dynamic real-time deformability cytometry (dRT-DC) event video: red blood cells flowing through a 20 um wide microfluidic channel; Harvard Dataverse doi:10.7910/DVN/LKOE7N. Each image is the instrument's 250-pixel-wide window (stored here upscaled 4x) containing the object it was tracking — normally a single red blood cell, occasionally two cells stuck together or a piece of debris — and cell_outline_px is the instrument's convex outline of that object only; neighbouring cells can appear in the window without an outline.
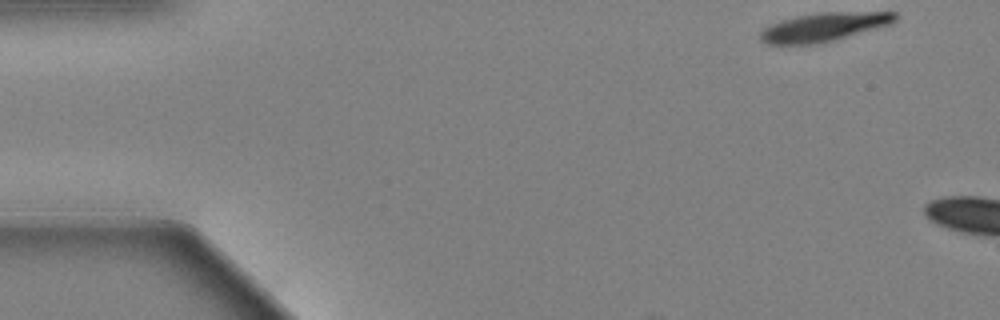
{"species": "Egyptian fruit bat (a non-hibernating species)", "species_latin": "Rousettus aegyptiacus", "temperature_condition": "warm", "stored_images_in_passage": 49, "camera_frame_rate_fps": 3000, "um_per_image_px": 0.085, "animal": {"sex": "female"}, "frame": {"image": 1, "passage_image": 1, "time_ms": 0.0, "image_size_px": [1000, 320], "cell_outline_px": [[896, 20], [892, 24], [836, 40], [820, 44], [768, 44], [760, 40], [760, 32], [764, 28], [772, 24], [796, 16], [820, 12], [896, 12]], "centroid_in_image_um": [70.06, 2.3], "position_along_channel_um": 14.9, "area_um2": 22.54}}
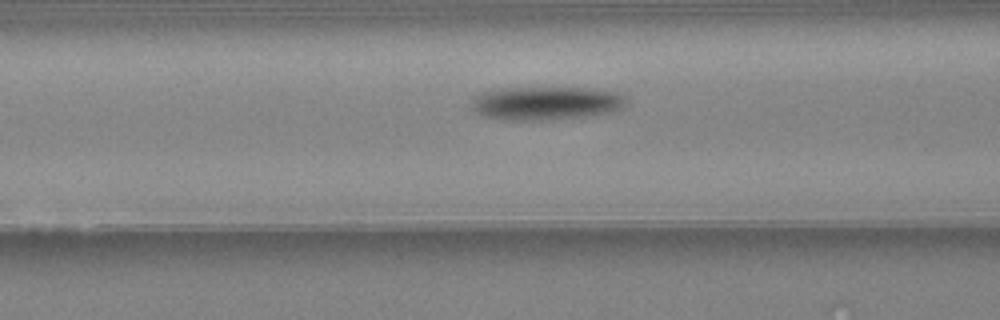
{"frame": {"image": 2, "passage_image": 20, "time_ms": 6.333, "image_size_px": [1000, 320], "cell_outline_px": [[628, 104], [624, 108], [608, 112], [580, 116], [528, 120], [508, 120], [484, 116], [476, 112], [472, 108], [472, 96], [488, 88], [592, 88], [616, 92], [624, 96], [628, 100]], "centroid_in_image_um": [46.36, 8.74], "position_along_channel_um": 120.2, "area_um2": 30.11}}
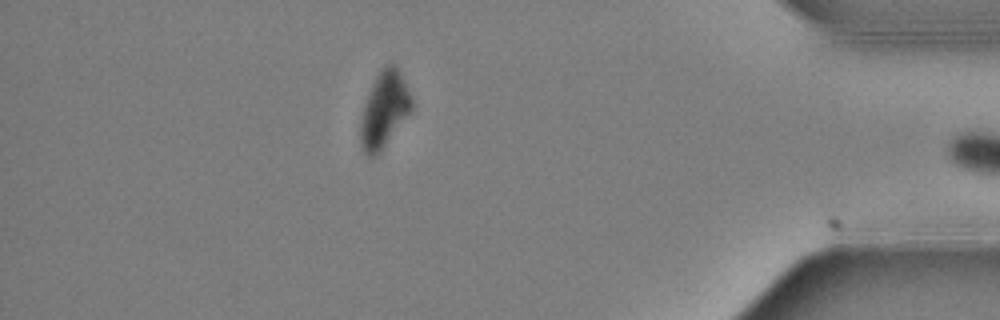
{"frame": {"image": 3, "passage_image": 48, "time_ms": 15.667, "image_size_px": [1000, 320], "cell_outline_px": [[412, 108], [380, 152], [376, 156], [368, 156], [364, 152], [360, 140], [360, 124], [364, 104], [372, 84], [380, 68], [388, 64], [396, 64], [412, 96]], "centroid_in_image_um": [32.65, 9.29], "position_along_channel_um": 402.6, "area_um2": 22.31}}